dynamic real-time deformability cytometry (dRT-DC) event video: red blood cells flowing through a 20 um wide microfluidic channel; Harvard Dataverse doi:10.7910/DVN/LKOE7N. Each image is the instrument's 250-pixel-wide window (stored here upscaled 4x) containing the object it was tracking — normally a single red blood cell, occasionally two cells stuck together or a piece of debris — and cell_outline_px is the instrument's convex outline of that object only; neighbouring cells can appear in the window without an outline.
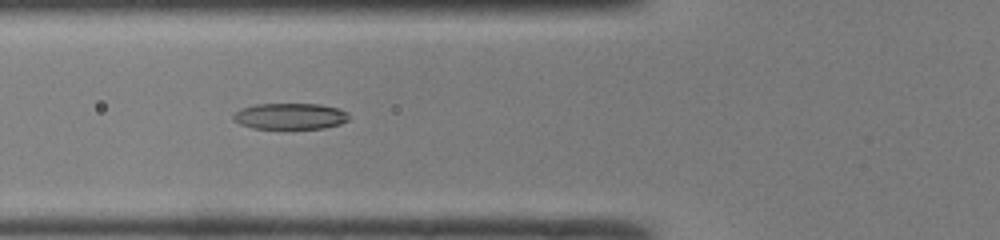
{"species": "common noctule bat (a hibernating species)", "species_latin": "Nyctalus noctula", "temperature_condition": "room temperature", "stored_images_in_passage": 49, "camera_frame_rate_fps": 3000, "um_per_image_px": 0.085, "animal": {"sex": "male", "body_mass_g": 19.0, "forearm_length_mm": 50.8}, "frame": {"image": 1, "passage_image": 19, "time_ms": 6.0, "image_size_px": [1000, 240], "cell_outline_px": [[352, 116], [348, 120], [340, 124], [324, 128], [252, 128], [240, 124], [232, 120], [232, 116], [240, 108], [256, 104], [320, 104], [340, 108], [348, 112]], "centroid_in_image_um": [24.69, 9.87], "position_along_channel_um": 101.1, "area_um2": 17.8}}
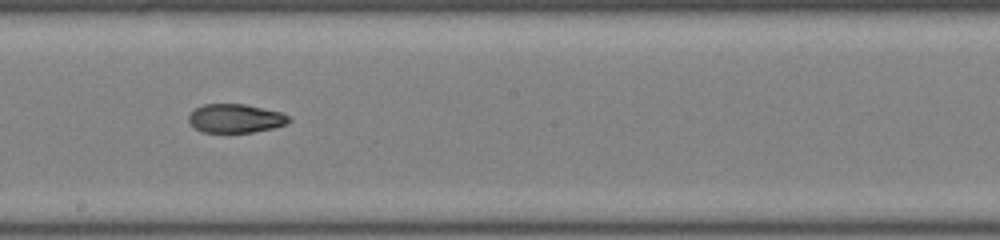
{"frame": {"image": 2, "passage_image": 28, "time_ms": 9.0, "image_size_px": [1000, 240], "cell_outline_px": [[292, 120], [288, 124], [272, 128], [252, 132], [200, 132], [188, 120], [188, 116], [196, 108], [204, 104], [244, 104], [280, 112], [288, 116]], "centroid_in_image_um": [20.03, 10.06], "position_along_channel_um": 228.2, "area_um2": 16.65}}
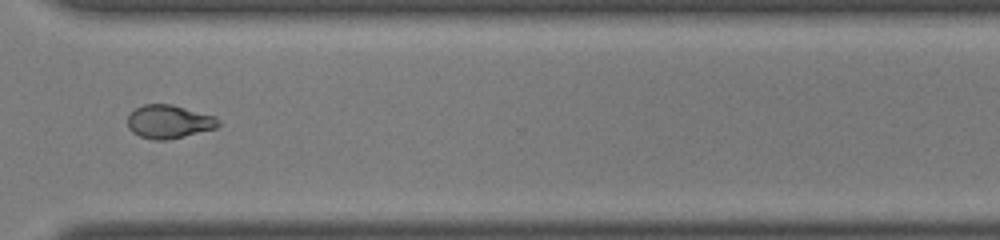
{"frame": {"image": 3, "passage_image": 37, "time_ms": 12.0, "image_size_px": [1000, 240], "cell_outline_px": [[220, 124], [216, 128], [168, 140], [152, 140], [140, 136], [132, 132], [128, 128], [128, 116], [136, 108], [144, 104], [172, 104], [216, 116], [220, 120]], "centroid_in_image_um": [14.37, 10.34], "position_along_channel_um": 356.2, "area_um2": 17.74}, "authors_computed_cell_mechanics": {"area_um2": 18.1492, "velocity_mm_per_s": 4.2378, "shape_relaxation_time_tau1_ms": 8.8143, "shape_relaxation_time_tau2_ms": 2.796, "deformation_change_tau1": 0.2659, "deformation_change_tau2": 0.0854}}